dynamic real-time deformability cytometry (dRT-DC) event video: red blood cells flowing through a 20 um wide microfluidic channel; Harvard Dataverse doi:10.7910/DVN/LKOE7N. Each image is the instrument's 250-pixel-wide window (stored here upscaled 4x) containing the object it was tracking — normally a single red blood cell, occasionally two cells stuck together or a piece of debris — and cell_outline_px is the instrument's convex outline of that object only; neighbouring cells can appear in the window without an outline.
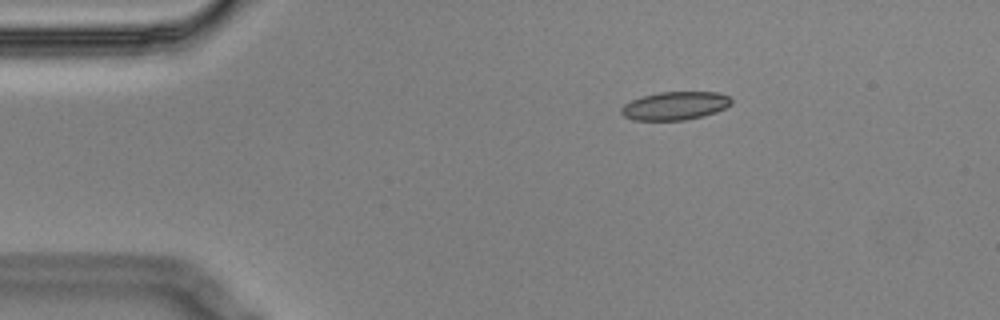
{"species": "Egyptian fruit bat (a non-hibernating species)", "species_latin": "Rousettus aegyptiacus", "temperature_condition": "cold", "stored_images_in_passage": 3, "camera_frame_rate_fps": 3000, "um_per_image_px": 0.085, "animal": {"sex": "male"}, "frame": {"image": 1, "passage_image": 1, "time_ms": 0.0, "image_size_px": [1000, 320], "cell_outline_px": [[732, 104], [716, 112], [704, 116], [684, 120], [632, 120], [624, 116], [620, 112], [620, 108], [624, 104], [632, 100], [644, 96], [660, 92], [716, 92], [728, 96], [732, 100]], "centroid_in_image_um": [57.37, 9.0], "position_along_channel_um": 27.6, "area_um2": 18.09}}
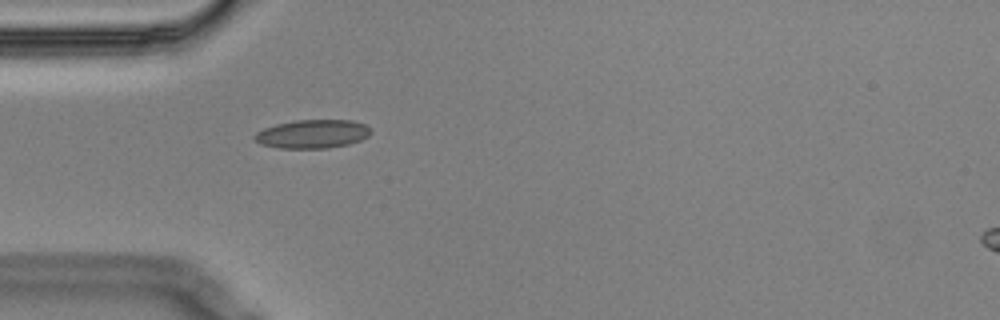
{"frame": {"image": 2, "passage_image": 3, "time_ms": 0.667, "image_size_px": [1000, 320], "cell_outline_px": [[372, 132], [368, 136], [360, 140], [348, 144], [328, 148], [280, 148], [260, 144], [252, 136], [256, 132], [264, 128], [276, 124], [296, 120], [352, 120], [364, 124]], "centroid_in_image_um": [26.54, 11.38], "position_along_channel_um": 58.5, "area_um2": 19.31}}